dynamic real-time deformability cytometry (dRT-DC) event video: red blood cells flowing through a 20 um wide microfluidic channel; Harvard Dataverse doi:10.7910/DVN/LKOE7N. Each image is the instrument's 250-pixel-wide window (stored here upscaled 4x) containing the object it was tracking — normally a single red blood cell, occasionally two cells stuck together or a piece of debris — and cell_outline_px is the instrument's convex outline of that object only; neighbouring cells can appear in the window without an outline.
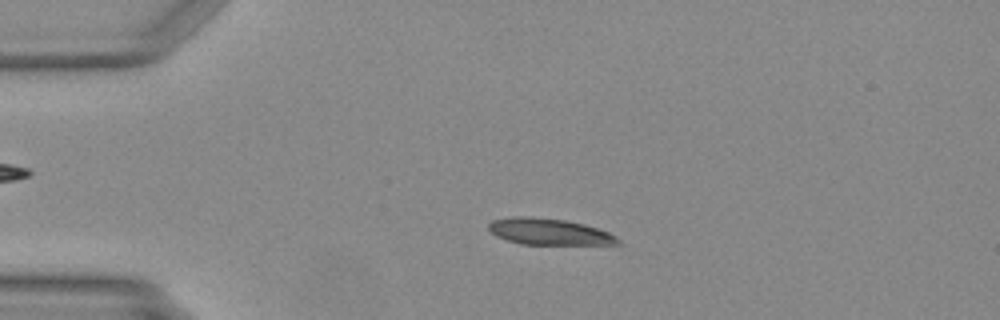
{"species": "Egyptian fruit bat (a non-hibernating species)", "species_latin": "Rousettus aegyptiacus", "temperature_condition": "warm", "stored_images_in_passage": 49, "camera_frame_rate_fps": 3000, "um_per_image_px": 0.085, "animal": {"sex": "female"}, "frame": {"image": 1, "passage_image": 11, "time_ms": 3.333, "image_size_px": [1000, 320], "cell_outline_px": [[620, 244], [520, 244], [496, 236], [488, 228], [488, 224], [492, 220], [512, 216], [524, 216], [564, 220], [584, 224], [608, 232], [616, 236], [620, 240]], "centroid_in_image_um": [46.65, 19.69], "position_along_channel_um": 38.4, "area_um2": 19.65}}
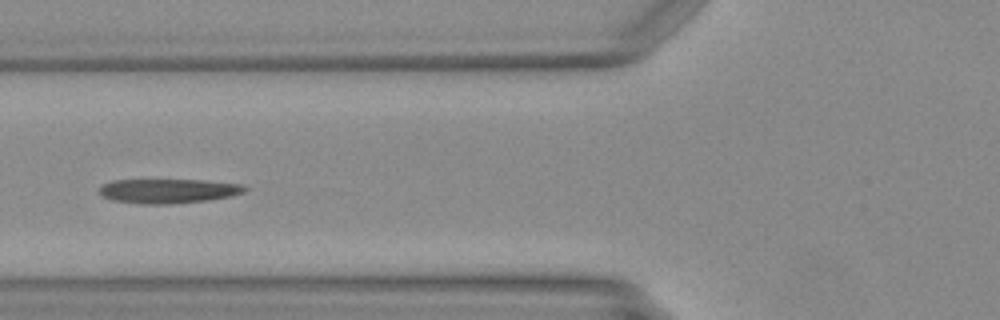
{"frame": {"image": 2, "passage_image": 19, "time_ms": 6.0, "image_size_px": [1000, 320], "cell_outline_px": [[248, 188], [244, 192], [232, 196], [208, 200], [168, 204], [140, 204], [112, 200], [104, 196], [100, 192], [100, 188], [104, 184], [112, 180], [200, 180], [244, 184]], "centroid_in_image_um": [14.34, 16.23], "position_along_channel_um": 111.5, "area_um2": 20.63}}
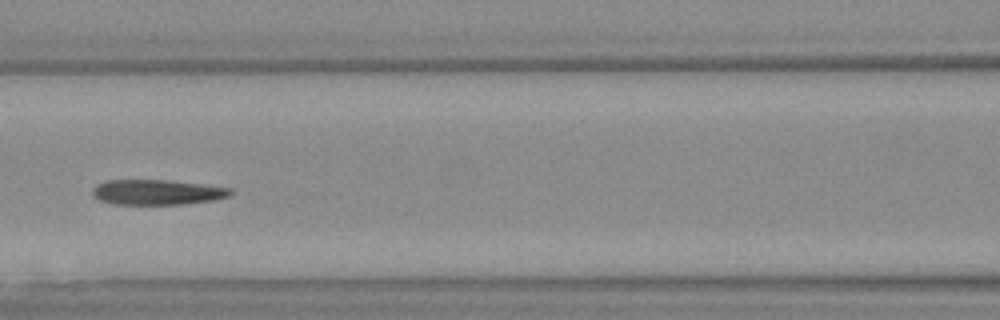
{"frame": {"image": 3, "passage_image": 22, "time_ms": 7.0, "image_size_px": [1000, 320], "cell_outline_px": [[232, 192], [228, 196], [212, 200], [184, 204], [112, 204], [100, 200], [92, 196], [92, 188], [96, 184], [108, 180], [164, 180], [204, 184], [232, 188]], "centroid_in_image_um": [13.32, 16.33], "position_along_channel_um": 153.3, "area_um2": 20.23}}